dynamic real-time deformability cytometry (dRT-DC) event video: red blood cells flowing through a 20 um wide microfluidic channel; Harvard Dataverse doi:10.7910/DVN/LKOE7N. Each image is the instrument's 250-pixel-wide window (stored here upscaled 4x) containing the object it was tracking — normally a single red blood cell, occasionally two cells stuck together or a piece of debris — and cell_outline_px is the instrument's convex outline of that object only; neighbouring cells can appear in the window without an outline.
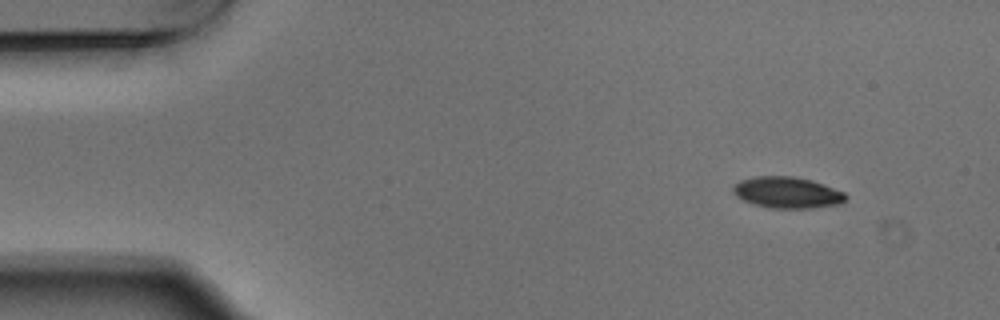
{"species": "Egyptian fruit bat (a non-hibernating species)", "species_latin": "Rousettus aegyptiacus", "temperature_condition": "warm", "stored_images_in_passage": 5, "camera_frame_rate_fps": 3000, "um_per_image_px": 0.085, "animal": {"sex": "male"}, "frame": {"image": 1, "passage_image": 1, "time_ms": 0.0, "image_size_px": [1000, 320], "cell_outline_px": [[848, 196], [840, 204], [812, 208], [772, 208], [756, 204], [744, 200], [736, 196], [732, 192], [732, 184], [740, 180], [756, 176], [796, 176], [812, 180], [824, 184], [844, 192]], "centroid_in_image_um": [66.91, 16.35], "position_along_channel_um": 18.1, "area_um2": 20.63}}
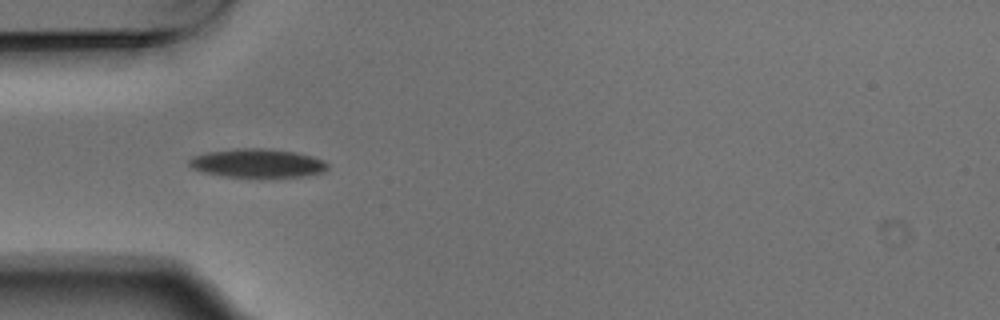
{"frame": {"image": 2, "passage_image": 4, "time_ms": 1.0, "image_size_px": [1000, 320], "cell_outline_px": [[328, 168], [320, 172], [300, 176], [224, 176], [204, 172], [192, 168], [188, 164], [188, 160], [192, 156], [208, 152], [236, 148], [268, 148], [296, 152], [312, 156], [324, 160], [328, 164]], "centroid_in_image_um": [21.85, 13.84], "position_along_channel_um": 63.1, "area_um2": 22.83}}
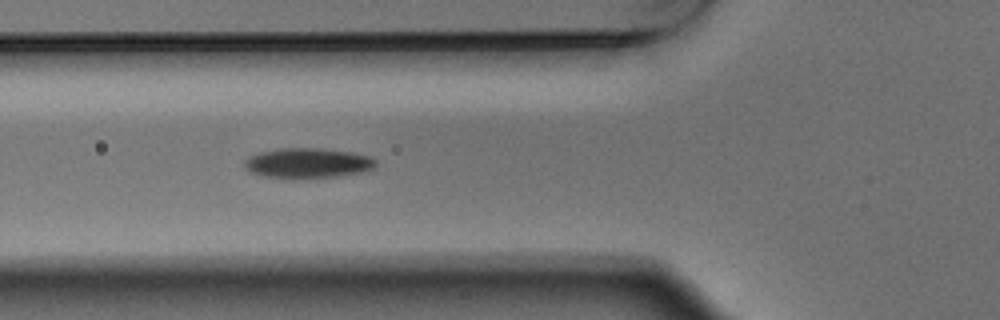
{"frame": {"image": 3, "passage_image": 5, "time_ms": 1.333, "image_size_px": [1000, 320], "cell_outline_px": [[376, 164], [368, 172], [340, 176], [292, 180], [264, 176], [248, 172], [244, 168], [244, 160], [248, 156], [260, 152], [280, 148], [324, 148], [352, 152], [368, 156], [376, 160]], "centroid_in_image_um": [26.13, 13.89], "position_along_channel_um": 99.7, "area_um2": 23.76}}